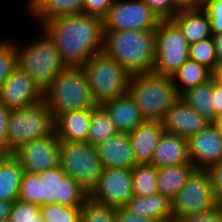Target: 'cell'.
<instances>
[{"label":"cell","mask_w":222,"mask_h":222,"mask_svg":"<svg viewBox=\"0 0 222 222\" xmlns=\"http://www.w3.org/2000/svg\"><path fill=\"white\" fill-rule=\"evenodd\" d=\"M42 31L54 42L66 67H82L103 51V19L79 13L44 21Z\"/></svg>","instance_id":"obj_1"},{"label":"cell","mask_w":222,"mask_h":222,"mask_svg":"<svg viewBox=\"0 0 222 222\" xmlns=\"http://www.w3.org/2000/svg\"><path fill=\"white\" fill-rule=\"evenodd\" d=\"M103 51L131 76L152 72L155 30L104 31Z\"/></svg>","instance_id":"obj_2"},{"label":"cell","mask_w":222,"mask_h":222,"mask_svg":"<svg viewBox=\"0 0 222 222\" xmlns=\"http://www.w3.org/2000/svg\"><path fill=\"white\" fill-rule=\"evenodd\" d=\"M127 93L148 121H162L180 98L172 77L153 72L130 76Z\"/></svg>","instance_id":"obj_3"},{"label":"cell","mask_w":222,"mask_h":222,"mask_svg":"<svg viewBox=\"0 0 222 222\" xmlns=\"http://www.w3.org/2000/svg\"><path fill=\"white\" fill-rule=\"evenodd\" d=\"M43 100L54 120L63 113L96 106L82 67H66L43 93Z\"/></svg>","instance_id":"obj_4"},{"label":"cell","mask_w":222,"mask_h":222,"mask_svg":"<svg viewBox=\"0 0 222 222\" xmlns=\"http://www.w3.org/2000/svg\"><path fill=\"white\" fill-rule=\"evenodd\" d=\"M40 38L25 46L16 40L18 67L24 70L44 93L51 82L66 68L54 42L42 31ZM22 46V47H21Z\"/></svg>","instance_id":"obj_5"},{"label":"cell","mask_w":222,"mask_h":222,"mask_svg":"<svg viewBox=\"0 0 222 222\" xmlns=\"http://www.w3.org/2000/svg\"><path fill=\"white\" fill-rule=\"evenodd\" d=\"M82 68L96 106H102L127 93L131 75L104 51L93 55Z\"/></svg>","instance_id":"obj_6"},{"label":"cell","mask_w":222,"mask_h":222,"mask_svg":"<svg viewBox=\"0 0 222 222\" xmlns=\"http://www.w3.org/2000/svg\"><path fill=\"white\" fill-rule=\"evenodd\" d=\"M54 118L46 102L10 110L7 124L6 153L35 139L44 138L54 132Z\"/></svg>","instance_id":"obj_7"},{"label":"cell","mask_w":222,"mask_h":222,"mask_svg":"<svg viewBox=\"0 0 222 222\" xmlns=\"http://www.w3.org/2000/svg\"><path fill=\"white\" fill-rule=\"evenodd\" d=\"M59 159L63 171L90 194L103 170L96 147L88 142L60 141Z\"/></svg>","instance_id":"obj_8"},{"label":"cell","mask_w":222,"mask_h":222,"mask_svg":"<svg viewBox=\"0 0 222 222\" xmlns=\"http://www.w3.org/2000/svg\"><path fill=\"white\" fill-rule=\"evenodd\" d=\"M189 59V43L172 20H161L155 29L153 73L172 77Z\"/></svg>","instance_id":"obj_9"},{"label":"cell","mask_w":222,"mask_h":222,"mask_svg":"<svg viewBox=\"0 0 222 222\" xmlns=\"http://www.w3.org/2000/svg\"><path fill=\"white\" fill-rule=\"evenodd\" d=\"M218 205L207 171L195 169L172 200V222L191 214L209 211Z\"/></svg>","instance_id":"obj_10"},{"label":"cell","mask_w":222,"mask_h":222,"mask_svg":"<svg viewBox=\"0 0 222 222\" xmlns=\"http://www.w3.org/2000/svg\"><path fill=\"white\" fill-rule=\"evenodd\" d=\"M161 20L143 0H115L103 19L104 31L155 30Z\"/></svg>","instance_id":"obj_11"},{"label":"cell","mask_w":222,"mask_h":222,"mask_svg":"<svg viewBox=\"0 0 222 222\" xmlns=\"http://www.w3.org/2000/svg\"><path fill=\"white\" fill-rule=\"evenodd\" d=\"M42 181V206L57 203L65 207H83L89 194L60 166L38 173Z\"/></svg>","instance_id":"obj_12"},{"label":"cell","mask_w":222,"mask_h":222,"mask_svg":"<svg viewBox=\"0 0 222 222\" xmlns=\"http://www.w3.org/2000/svg\"><path fill=\"white\" fill-rule=\"evenodd\" d=\"M133 179L131 169H103L99 181L89 199L105 206L124 207L133 197Z\"/></svg>","instance_id":"obj_13"},{"label":"cell","mask_w":222,"mask_h":222,"mask_svg":"<svg viewBox=\"0 0 222 222\" xmlns=\"http://www.w3.org/2000/svg\"><path fill=\"white\" fill-rule=\"evenodd\" d=\"M10 154L24 172L39 173L59 166L60 140L54 131L44 138L17 147Z\"/></svg>","instance_id":"obj_14"},{"label":"cell","mask_w":222,"mask_h":222,"mask_svg":"<svg viewBox=\"0 0 222 222\" xmlns=\"http://www.w3.org/2000/svg\"><path fill=\"white\" fill-rule=\"evenodd\" d=\"M43 100L32 78L17 67L0 86V102L8 109H25Z\"/></svg>","instance_id":"obj_15"},{"label":"cell","mask_w":222,"mask_h":222,"mask_svg":"<svg viewBox=\"0 0 222 222\" xmlns=\"http://www.w3.org/2000/svg\"><path fill=\"white\" fill-rule=\"evenodd\" d=\"M188 153L195 169L206 170L222 159V134L210 123L188 139Z\"/></svg>","instance_id":"obj_16"},{"label":"cell","mask_w":222,"mask_h":222,"mask_svg":"<svg viewBox=\"0 0 222 222\" xmlns=\"http://www.w3.org/2000/svg\"><path fill=\"white\" fill-rule=\"evenodd\" d=\"M161 122L165 132L182 136L187 140L211 123L181 98L166 112Z\"/></svg>","instance_id":"obj_17"},{"label":"cell","mask_w":222,"mask_h":222,"mask_svg":"<svg viewBox=\"0 0 222 222\" xmlns=\"http://www.w3.org/2000/svg\"><path fill=\"white\" fill-rule=\"evenodd\" d=\"M95 147L103 169H132L137 165L128 133L119 132Z\"/></svg>","instance_id":"obj_18"},{"label":"cell","mask_w":222,"mask_h":222,"mask_svg":"<svg viewBox=\"0 0 222 222\" xmlns=\"http://www.w3.org/2000/svg\"><path fill=\"white\" fill-rule=\"evenodd\" d=\"M164 132L161 121L145 120L128 133L137 164L151 163L154 150Z\"/></svg>","instance_id":"obj_19"},{"label":"cell","mask_w":222,"mask_h":222,"mask_svg":"<svg viewBox=\"0 0 222 222\" xmlns=\"http://www.w3.org/2000/svg\"><path fill=\"white\" fill-rule=\"evenodd\" d=\"M191 163L188 140L182 136L164 132L157 144L150 164L155 167H171Z\"/></svg>","instance_id":"obj_20"},{"label":"cell","mask_w":222,"mask_h":222,"mask_svg":"<svg viewBox=\"0 0 222 222\" xmlns=\"http://www.w3.org/2000/svg\"><path fill=\"white\" fill-rule=\"evenodd\" d=\"M93 108L75 110L59 115L54 122V131L60 141L87 142Z\"/></svg>","instance_id":"obj_21"},{"label":"cell","mask_w":222,"mask_h":222,"mask_svg":"<svg viewBox=\"0 0 222 222\" xmlns=\"http://www.w3.org/2000/svg\"><path fill=\"white\" fill-rule=\"evenodd\" d=\"M102 107L109 114L117 130L122 133L131 132L145 121L128 93L104 103Z\"/></svg>","instance_id":"obj_22"},{"label":"cell","mask_w":222,"mask_h":222,"mask_svg":"<svg viewBox=\"0 0 222 222\" xmlns=\"http://www.w3.org/2000/svg\"><path fill=\"white\" fill-rule=\"evenodd\" d=\"M171 20L178 26L189 44L213 36L210 18L202 8L179 11Z\"/></svg>","instance_id":"obj_23"},{"label":"cell","mask_w":222,"mask_h":222,"mask_svg":"<svg viewBox=\"0 0 222 222\" xmlns=\"http://www.w3.org/2000/svg\"><path fill=\"white\" fill-rule=\"evenodd\" d=\"M124 207L137 216L172 222V201L160 193L148 197L133 195Z\"/></svg>","instance_id":"obj_24"},{"label":"cell","mask_w":222,"mask_h":222,"mask_svg":"<svg viewBox=\"0 0 222 222\" xmlns=\"http://www.w3.org/2000/svg\"><path fill=\"white\" fill-rule=\"evenodd\" d=\"M83 0H32L27 9L41 25L44 21L81 13Z\"/></svg>","instance_id":"obj_25"},{"label":"cell","mask_w":222,"mask_h":222,"mask_svg":"<svg viewBox=\"0 0 222 222\" xmlns=\"http://www.w3.org/2000/svg\"><path fill=\"white\" fill-rule=\"evenodd\" d=\"M194 170L192 163L157 168V193L172 201Z\"/></svg>","instance_id":"obj_26"},{"label":"cell","mask_w":222,"mask_h":222,"mask_svg":"<svg viewBox=\"0 0 222 222\" xmlns=\"http://www.w3.org/2000/svg\"><path fill=\"white\" fill-rule=\"evenodd\" d=\"M23 168L6 153L0 160V200L14 202L18 199Z\"/></svg>","instance_id":"obj_27"},{"label":"cell","mask_w":222,"mask_h":222,"mask_svg":"<svg viewBox=\"0 0 222 222\" xmlns=\"http://www.w3.org/2000/svg\"><path fill=\"white\" fill-rule=\"evenodd\" d=\"M180 98L210 122L214 120L215 108L212 97V77L205 83L187 89L180 95Z\"/></svg>","instance_id":"obj_28"},{"label":"cell","mask_w":222,"mask_h":222,"mask_svg":"<svg viewBox=\"0 0 222 222\" xmlns=\"http://www.w3.org/2000/svg\"><path fill=\"white\" fill-rule=\"evenodd\" d=\"M211 77L212 72L208 68L191 59H187L172 76L179 95L189 88L205 83Z\"/></svg>","instance_id":"obj_29"},{"label":"cell","mask_w":222,"mask_h":222,"mask_svg":"<svg viewBox=\"0 0 222 222\" xmlns=\"http://www.w3.org/2000/svg\"><path fill=\"white\" fill-rule=\"evenodd\" d=\"M118 133L119 131L115 127L114 122L110 119L106 110L102 106H95L92 109L87 142L96 146Z\"/></svg>","instance_id":"obj_30"},{"label":"cell","mask_w":222,"mask_h":222,"mask_svg":"<svg viewBox=\"0 0 222 222\" xmlns=\"http://www.w3.org/2000/svg\"><path fill=\"white\" fill-rule=\"evenodd\" d=\"M134 195L148 197L157 193V167L137 164L132 169Z\"/></svg>","instance_id":"obj_31"},{"label":"cell","mask_w":222,"mask_h":222,"mask_svg":"<svg viewBox=\"0 0 222 222\" xmlns=\"http://www.w3.org/2000/svg\"><path fill=\"white\" fill-rule=\"evenodd\" d=\"M189 59L204 65L212 73L220 66L212 37L189 44Z\"/></svg>","instance_id":"obj_32"},{"label":"cell","mask_w":222,"mask_h":222,"mask_svg":"<svg viewBox=\"0 0 222 222\" xmlns=\"http://www.w3.org/2000/svg\"><path fill=\"white\" fill-rule=\"evenodd\" d=\"M18 199L42 207V181L38 173L23 172Z\"/></svg>","instance_id":"obj_33"},{"label":"cell","mask_w":222,"mask_h":222,"mask_svg":"<svg viewBox=\"0 0 222 222\" xmlns=\"http://www.w3.org/2000/svg\"><path fill=\"white\" fill-rule=\"evenodd\" d=\"M82 207H65L57 203L40 207L44 222H80Z\"/></svg>","instance_id":"obj_34"},{"label":"cell","mask_w":222,"mask_h":222,"mask_svg":"<svg viewBox=\"0 0 222 222\" xmlns=\"http://www.w3.org/2000/svg\"><path fill=\"white\" fill-rule=\"evenodd\" d=\"M17 67L16 40L0 39V86Z\"/></svg>","instance_id":"obj_35"},{"label":"cell","mask_w":222,"mask_h":222,"mask_svg":"<svg viewBox=\"0 0 222 222\" xmlns=\"http://www.w3.org/2000/svg\"><path fill=\"white\" fill-rule=\"evenodd\" d=\"M80 222H116V208L88 199L82 207Z\"/></svg>","instance_id":"obj_36"},{"label":"cell","mask_w":222,"mask_h":222,"mask_svg":"<svg viewBox=\"0 0 222 222\" xmlns=\"http://www.w3.org/2000/svg\"><path fill=\"white\" fill-rule=\"evenodd\" d=\"M10 222H44L40 206L16 199L11 205Z\"/></svg>","instance_id":"obj_37"},{"label":"cell","mask_w":222,"mask_h":222,"mask_svg":"<svg viewBox=\"0 0 222 222\" xmlns=\"http://www.w3.org/2000/svg\"><path fill=\"white\" fill-rule=\"evenodd\" d=\"M202 9L210 18L212 34L222 33V0H204Z\"/></svg>","instance_id":"obj_38"},{"label":"cell","mask_w":222,"mask_h":222,"mask_svg":"<svg viewBox=\"0 0 222 222\" xmlns=\"http://www.w3.org/2000/svg\"><path fill=\"white\" fill-rule=\"evenodd\" d=\"M160 20H171L179 11L173 0H143Z\"/></svg>","instance_id":"obj_39"},{"label":"cell","mask_w":222,"mask_h":222,"mask_svg":"<svg viewBox=\"0 0 222 222\" xmlns=\"http://www.w3.org/2000/svg\"><path fill=\"white\" fill-rule=\"evenodd\" d=\"M115 0H83L81 13L104 19Z\"/></svg>","instance_id":"obj_40"},{"label":"cell","mask_w":222,"mask_h":222,"mask_svg":"<svg viewBox=\"0 0 222 222\" xmlns=\"http://www.w3.org/2000/svg\"><path fill=\"white\" fill-rule=\"evenodd\" d=\"M215 200L222 205V159L206 169Z\"/></svg>","instance_id":"obj_41"},{"label":"cell","mask_w":222,"mask_h":222,"mask_svg":"<svg viewBox=\"0 0 222 222\" xmlns=\"http://www.w3.org/2000/svg\"><path fill=\"white\" fill-rule=\"evenodd\" d=\"M177 222H222V205L198 214H191Z\"/></svg>","instance_id":"obj_42"},{"label":"cell","mask_w":222,"mask_h":222,"mask_svg":"<svg viewBox=\"0 0 222 222\" xmlns=\"http://www.w3.org/2000/svg\"><path fill=\"white\" fill-rule=\"evenodd\" d=\"M116 222H157L149 217H141L128 211L125 207L116 208Z\"/></svg>","instance_id":"obj_43"},{"label":"cell","mask_w":222,"mask_h":222,"mask_svg":"<svg viewBox=\"0 0 222 222\" xmlns=\"http://www.w3.org/2000/svg\"><path fill=\"white\" fill-rule=\"evenodd\" d=\"M10 109L0 102V148L6 151L7 124Z\"/></svg>","instance_id":"obj_44"},{"label":"cell","mask_w":222,"mask_h":222,"mask_svg":"<svg viewBox=\"0 0 222 222\" xmlns=\"http://www.w3.org/2000/svg\"><path fill=\"white\" fill-rule=\"evenodd\" d=\"M212 97L214 101L215 117L222 112V86L212 77Z\"/></svg>","instance_id":"obj_45"},{"label":"cell","mask_w":222,"mask_h":222,"mask_svg":"<svg viewBox=\"0 0 222 222\" xmlns=\"http://www.w3.org/2000/svg\"><path fill=\"white\" fill-rule=\"evenodd\" d=\"M178 11L195 10L203 7L204 0H173Z\"/></svg>","instance_id":"obj_46"},{"label":"cell","mask_w":222,"mask_h":222,"mask_svg":"<svg viewBox=\"0 0 222 222\" xmlns=\"http://www.w3.org/2000/svg\"><path fill=\"white\" fill-rule=\"evenodd\" d=\"M212 39L216 49L217 60L219 61L220 64L222 62V33L213 34Z\"/></svg>","instance_id":"obj_47"},{"label":"cell","mask_w":222,"mask_h":222,"mask_svg":"<svg viewBox=\"0 0 222 222\" xmlns=\"http://www.w3.org/2000/svg\"><path fill=\"white\" fill-rule=\"evenodd\" d=\"M12 202L0 200V221L8 219Z\"/></svg>","instance_id":"obj_48"},{"label":"cell","mask_w":222,"mask_h":222,"mask_svg":"<svg viewBox=\"0 0 222 222\" xmlns=\"http://www.w3.org/2000/svg\"><path fill=\"white\" fill-rule=\"evenodd\" d=\"M211 124L222 134V112L216 115Z\"/></svg>","instance_id":"obj_49"},{"label":"cell","mask_w":222,"mask_h":222,"mask_svg":"<svg viewBox=\"0 0 222 222\" xmlns=\"http://www.w3.org/2000/svg\"><path fill=\"white\" fill-rule=\"evenodd\" d=\"M212 77L214 78V80L222 86V69L220 67H218L213 73H212Z\"/></svg>","instance_id":"obj_50"},{"label":"cell","mask_w":222,"mask_h":222,"mask_svg":"<svg viewBox=\"0 0 222 222\" xmlns=\"http://www.w3.org/2000/svg\"><path fill=\"white\" fill-rule=\"evenodd\" d=\"M6 154V151H4L3 149L0 148V160L2 159V157Z\"/></svg>","instance_id":"obj_51"},{"label":"cell","mask_w":222,"mask_h":222,"mask_svg":"<svg viewBox=\"0 0 222 222\" xmlns=\"http://www.w3.org/2000/svg\"><path fill=\"white\" fill-rule=\"evenodd\" d=\"M0 222H10L9 219L2 220Z\"/></svg>","instance_id":"obj_52"},{"label":"cell","mask_w":222,"mask_h":222,"mask_svg":"<svg viewBox=\"0 0 222 222\" xmlns=\"http://www.w3.org/2000/svg\"><path fill=\"white\" fill-rule=\"evenodd\" d=\"M31 1H32V0H28V1L26 2V4L28 5Z\"/></svg>","instance_id":"obj_53"}]
</instances>
